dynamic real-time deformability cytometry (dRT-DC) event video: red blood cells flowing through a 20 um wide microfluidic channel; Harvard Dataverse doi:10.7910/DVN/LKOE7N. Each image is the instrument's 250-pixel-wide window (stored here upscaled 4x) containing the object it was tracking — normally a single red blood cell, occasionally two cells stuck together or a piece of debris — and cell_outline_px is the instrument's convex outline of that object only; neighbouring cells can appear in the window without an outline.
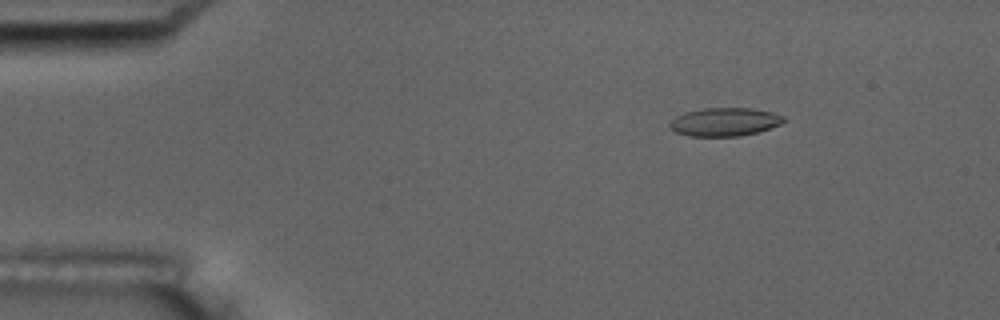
{"species": "common noctule bat (a hibernating species)", "species_latin": "Nyctalus noctula", "temperature_condition": "room temperature", "stored_images_in_passage": 4, "camera_frame_rate_fps": 3000, "um_per_image_px": 0.085, "animal": {"sex": "male", "body_mass_g": 17.5, "forearm_length_mm": 52.3}, "frame": {"image": 1, "passage_image": 2, "time_ms": 1.333, "image_size_px": [1000, 320], "cell_outline_px": [[784, 120], [780, 124], [760, 132], [740, 136], [688, 136], [676, 132], [668, 124], [676, 116], [684, 112], [704, 108], [748, 108], [772, 112], [784, 116]], "centroid_in_image_um": [61.59, 10.36], "position_along_channel_um": 23.4, "area_um2": 18.79}}